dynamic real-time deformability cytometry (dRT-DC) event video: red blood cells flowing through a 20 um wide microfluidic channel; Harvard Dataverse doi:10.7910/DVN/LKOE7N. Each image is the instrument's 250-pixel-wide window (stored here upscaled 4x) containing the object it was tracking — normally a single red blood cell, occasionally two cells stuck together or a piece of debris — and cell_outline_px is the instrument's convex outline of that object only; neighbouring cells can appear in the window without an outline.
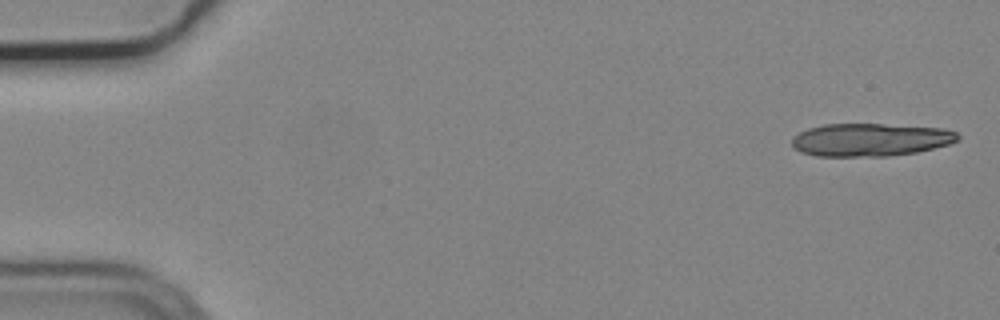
{"species": "common noctule bat (a hibernating species)", "species_latin": "Nyctalus noctula", "temperature_condition": "cold", "stored_images_in_passage": 5, "camera_frame_rate_fps": 3000, "um_per_image_px": 0.085, "animal": {"sex": "male", "body_mass_g": 19.2, "forearm_length_mm": 51.8}, "frame": {"image": 1, "passage_image": 1, "time_ms": 0.0, "image_size_px": [1000, 320], "cell_outline_px": [[960, 140], [948, 144], [916, 152], [888, 156], [816, 156], [800, 152], [792, 144], [792, 136], [808, 128], [824, 124], [880, 124], [940, 128], [956, 132], [960, 136]], "centroid_in_image_um": [73.95, 11.88], "position_along_channel_um": 11.0, "area_um2": 31.67}}